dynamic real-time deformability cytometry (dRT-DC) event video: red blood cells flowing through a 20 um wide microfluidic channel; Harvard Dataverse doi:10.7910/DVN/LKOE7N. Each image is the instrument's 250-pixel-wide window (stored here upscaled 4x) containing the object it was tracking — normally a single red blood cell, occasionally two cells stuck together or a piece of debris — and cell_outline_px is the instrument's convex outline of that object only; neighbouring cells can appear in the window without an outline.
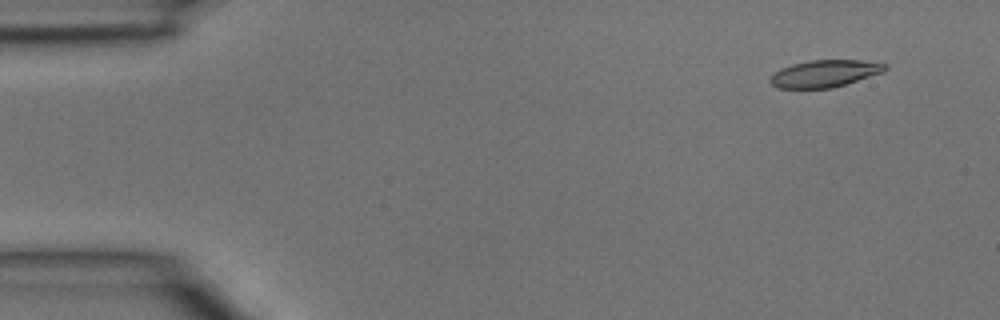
{"species": "common noctule bat (a hibernating species)", "species_latin": "Nyctalus noctula", "temperature_condition": "room temperature", "stored_images_in_passage": 4, "camera_frame_rate_fps": 3000, "um_per_image_px": 0.085, "animal": {"sex": "male", "body_mass_g": 15.6}, "frame": {"image": 1, "passage_image": 2, "time_ms": 0.333, "image_size_px": [1000, 320], "cell_outline_px": [[888, 68], [884, 72], [832, 88], [780, 88], [772, 84], [768, 80], [780, 68], [792, 64], [808, 60], [860, 60], [888, 64]], "centroid_in_image_um": [70.12, 6.24], "position_along_channel_um": 14.9, "area_um2": 18.09}}